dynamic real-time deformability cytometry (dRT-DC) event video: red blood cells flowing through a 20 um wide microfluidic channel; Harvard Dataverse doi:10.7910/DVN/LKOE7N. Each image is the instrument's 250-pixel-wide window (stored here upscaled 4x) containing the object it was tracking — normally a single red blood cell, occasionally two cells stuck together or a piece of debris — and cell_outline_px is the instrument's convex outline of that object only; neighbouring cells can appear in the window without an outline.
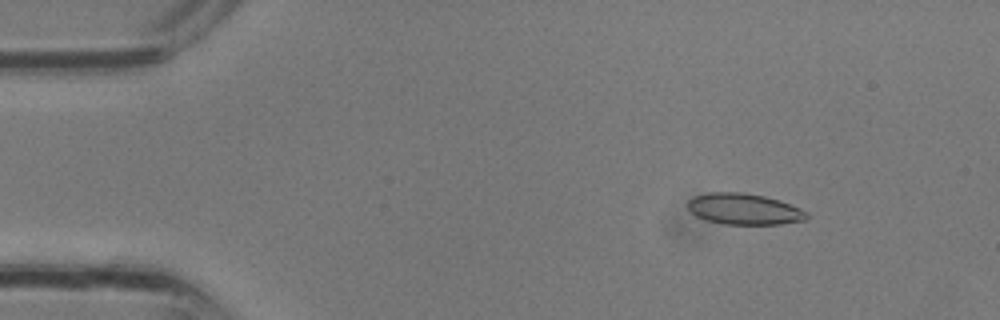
{"species": "common noctule bat (a hibernating species)", "species_latin": "Nyctalus noctula", "temperature_condition": "room temperature", "stored_images_in_passage": 2, "camera_frame_rate_fps": 3000, "um_per_image_px": 0.085, "animal": {"sex": "male", "body_mass_g": 13.3}, "frame": {"image": 1, "passage_image": 1, "time_ms": 0.0, "image_size_px": [1000, 320], "cell_outline_px": [[808, 216], [804, 220], [780, 224], [724, 224], [708, 220], [696, 216], [688, 208], [688, 200], [696, 196], [708, 192], [744, 192], [764, 196], [780, 200], [800, 208], [808, 212]], "centroid_in_image_um": [63.26, 17.76], "position_along_channel_um": 21.7, "area_um2": 21.5}}